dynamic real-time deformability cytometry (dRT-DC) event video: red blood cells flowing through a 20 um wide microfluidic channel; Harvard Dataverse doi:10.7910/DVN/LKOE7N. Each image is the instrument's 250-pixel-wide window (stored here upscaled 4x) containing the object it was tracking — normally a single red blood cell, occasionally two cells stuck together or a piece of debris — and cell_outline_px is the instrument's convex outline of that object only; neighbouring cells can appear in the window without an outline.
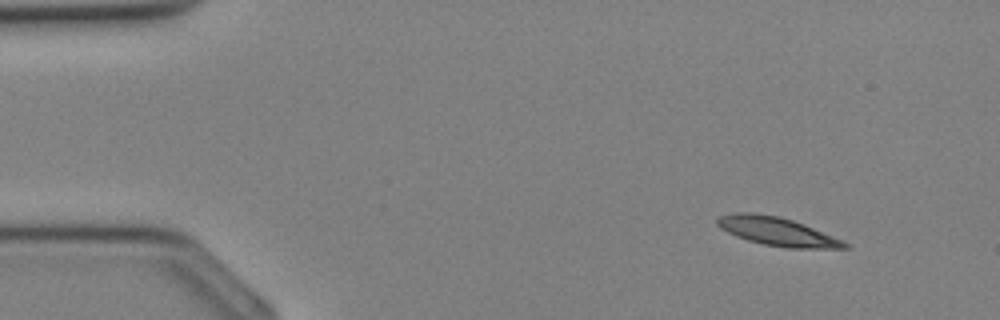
{"species": "Egyptian fruit bat (a non-hibernating species)", "species_latin": "Rousettus aegyptiacus", "temperature_condition": "cold", "stored_images_in_passage": 32, "camera_frame_rate_fps": 3000, "um_per_image_px": 0.085, "animal": {"sex": "female"}, "frame": {"image": 1, "passage_image": 1, "time_ms": 0.0, "image_size_px": [1000, 320], "cell_outline_px": [[848, 248], [788, 248], [764, 244], [748, 240], [736, 236], [720, 228], [716, 224], [716, 220], [720, 216], [736, 212], [752, 212], [780, 216], [804, 224], [840, 240], [848, 244]], "centroid_in_image_um": [65.99, 19.66], "position_along_channel_um": 19.0, "area_um2": 20.81}}
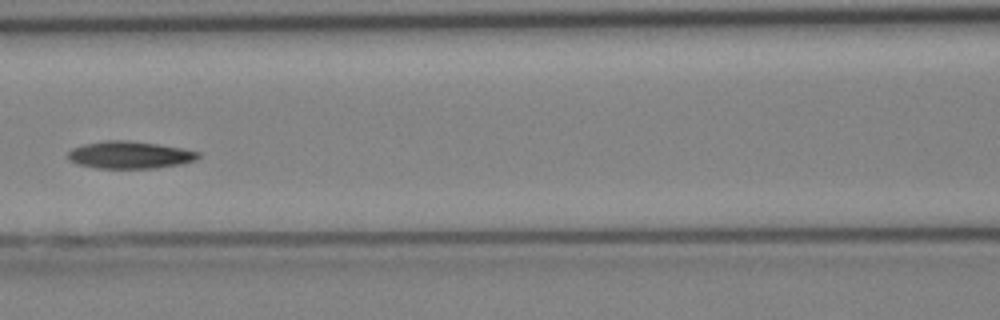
{"frame": {"image": 2, "passage_image": 13, "time_ms": 4.0, "image_size_px": [1000, 320], "cell_outline_px": [[200, 156], [196, 160], [180, 164], [156, 168], [96, 168], [76, 164], [68, 160], [68, 152], [72, 148], [84, 144], [108, 140], [128, 140], [156, 144], [180, 148], [200, 152]], "centroid_in_image_um": [11.0, 13.17], "position_along_channel_um": 155.6, "area_um2": 20.69}}
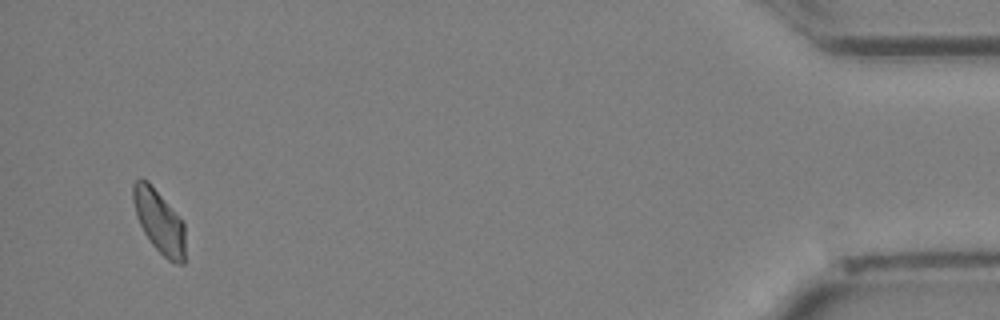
{"frame": {"image": 3, "passage_image": 31, "time_ms": 10.0, "image_size_px": [1000, 320], "cell_outline_px": [[184, 264], [176, 264], [168, 260], [152, 244], [144, 232], [136, 216], [132, 200], [132, 184], [140, 176], [148, 180], [152, 184], [184, 224]], "centroid_in_image_um": [13.49, 18.78], "position_along_channel_um": 421.7, "area_um2": 19.13}}